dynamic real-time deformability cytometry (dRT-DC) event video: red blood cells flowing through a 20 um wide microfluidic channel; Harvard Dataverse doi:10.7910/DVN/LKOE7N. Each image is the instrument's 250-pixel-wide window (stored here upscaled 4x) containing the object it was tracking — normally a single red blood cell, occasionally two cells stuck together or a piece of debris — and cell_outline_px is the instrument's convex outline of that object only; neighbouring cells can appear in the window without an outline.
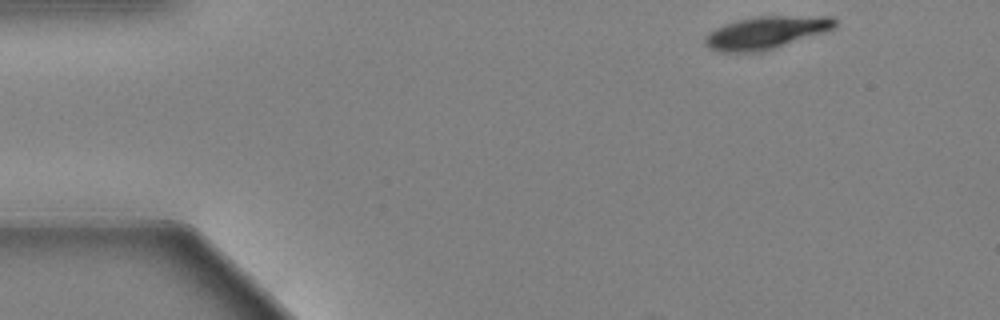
{"species": "Egyptian fruit bat (a non-hibernating species)", "species_latin": "Rousettus aegyptiacus", "temperature_condition": "warm", "stored_images_in_passage": 51, "camera_frame_rate_fps": 3000, "um_per_image_px": 0.085, "animal": {"sex": "female"}, "frame": {"image": 1, "passage_image": 1, "time_ms": 0.0, "image_size_px": [1000, 320], "cell_outline_px": [[836, 24], [832, 28], [824, 32], [760, 52], [720, 52], [708, 48], [704, 44], [704, 36], [716, 28], [724, 24], [736, 20], [756, 16], [832, 16], [836, 20]], "centroid_in_image_um": [65.06, 2.77], "position_along_channel_um": 19.9, "area_um2": 24.51}}
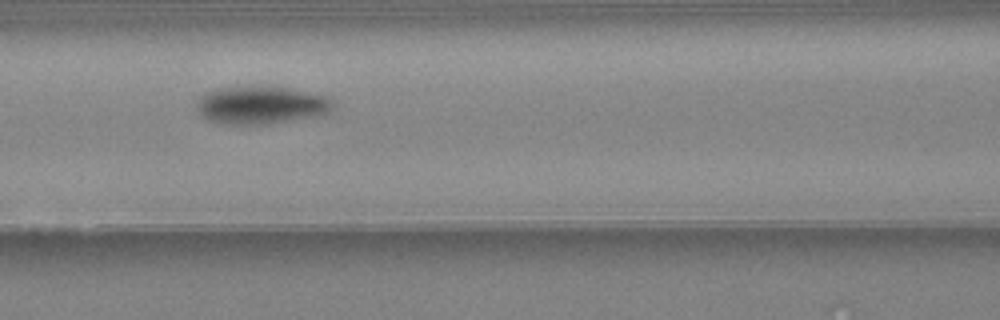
{"frame": {"image": 2, "passage_image": 19, "time_ms": 6.0, "image_size_px": [1000, 320], "cell_outline_px": [[336, 104], [328, 112], [320, 116], [264, 124], [228, 124], [208, 120], [196, 108], [196, 104], [200, 96], [216, 88], [252, 84], [272, 84], [328, 96], [336, 100]], "centroid_in_image_um": [22.24, 8.88], "position_along_channel_um": 144.4, "area_um2": 31.04}}
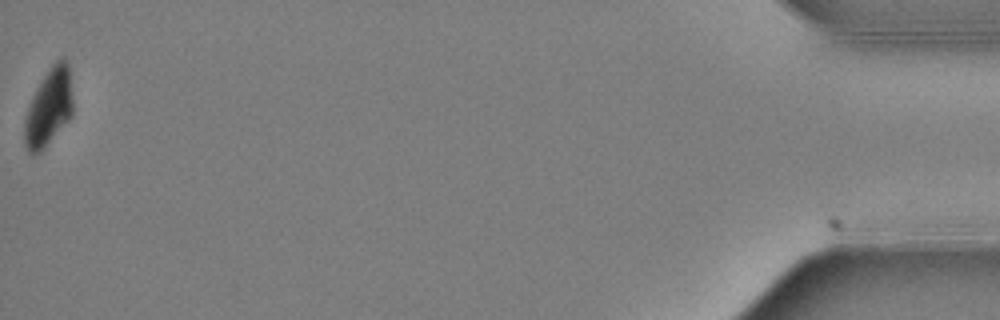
{"frame": {"image": 3, "passage_image": 51, "time_ms": 16.667, "image_size_px": [1000, 320], "cell_outline_px": [[72, 116], [44, 148], [40, 152], [28, 152], [24, 144], [24, 120], [32, 96], [44, 76], [52, 64], [60, 56], [64, 56], [68, 64], [72, 96]], "centroid_in_image_um": [4.15, 9.11], "position_along_channel_um": 431.1, "area_um2": 21.62}, "authors_computed_cell_mechanics": {"area_um2": 27.8596, "velocity_mm_per_s": 3.609, "shape_relaxation_time_tau1_ms": 2.857, "shape_relaxation_time_tau2_ms": null, "deformation_change_tau1": 0.1622, "deformation_change_tau2": null}}